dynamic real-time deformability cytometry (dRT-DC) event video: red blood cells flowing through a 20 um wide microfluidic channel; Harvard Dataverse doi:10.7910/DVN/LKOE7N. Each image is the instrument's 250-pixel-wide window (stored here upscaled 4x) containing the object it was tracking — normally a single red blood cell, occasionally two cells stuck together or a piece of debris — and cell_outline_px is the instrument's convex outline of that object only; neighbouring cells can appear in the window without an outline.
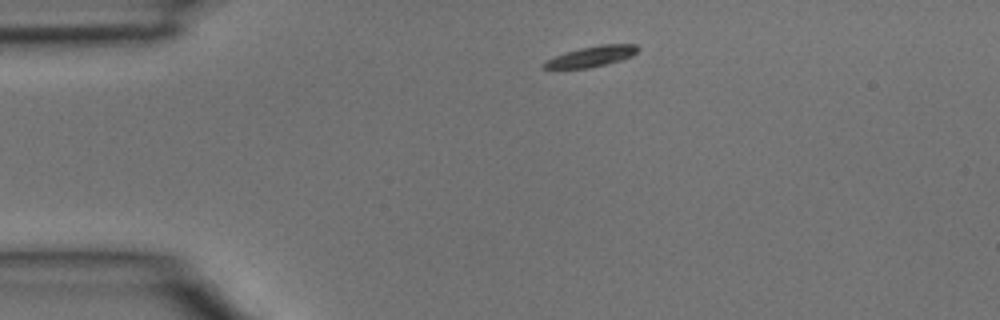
{"species": "common noctule bat (a hibernating species)", "species_latin": "Nyctalus noctula", "temperature_condition": "room temperature", "stored_images_in_passage": 3, "camera_frame_rate_fps": 3000, "um_per_image_px": 0.085, "animal": {"sex": "male", "body_mass_g": 15.6}, "frame": {"image": 1, "passage_image": 1, "time_ms": 0.0, "image_size_px": [1000, 320], "cell_outline_px": [[640, 48], [632, 56], [620, 60], [588, 68], [544, 68], [544, 64], [548, 60], [556, 56], [580, 48], [600, 44], [636, 44]], "centroid_in_image_um": [50.36, 4.77], "position_along_channel_um": 34.6, "area_um2": 10.87}}
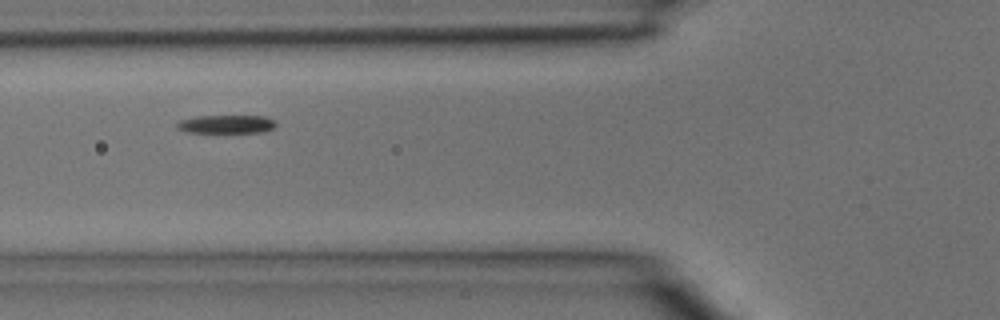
{"frame": {"image": 2, "passage_image": 3, "time_ms": 0.667, "image_size_px": [1000, 320], "cell_outline_px": [[276, 124], [272, 128], [264, 132], [184, 132], [176, 128], [176, 124], [180, 120], [196, 116], [264, 116], [272, 120]], "centroid_in_image_um": [19.18, 10.55], "position_along_channel_um": 106.6, "area_um2": 10.46}}